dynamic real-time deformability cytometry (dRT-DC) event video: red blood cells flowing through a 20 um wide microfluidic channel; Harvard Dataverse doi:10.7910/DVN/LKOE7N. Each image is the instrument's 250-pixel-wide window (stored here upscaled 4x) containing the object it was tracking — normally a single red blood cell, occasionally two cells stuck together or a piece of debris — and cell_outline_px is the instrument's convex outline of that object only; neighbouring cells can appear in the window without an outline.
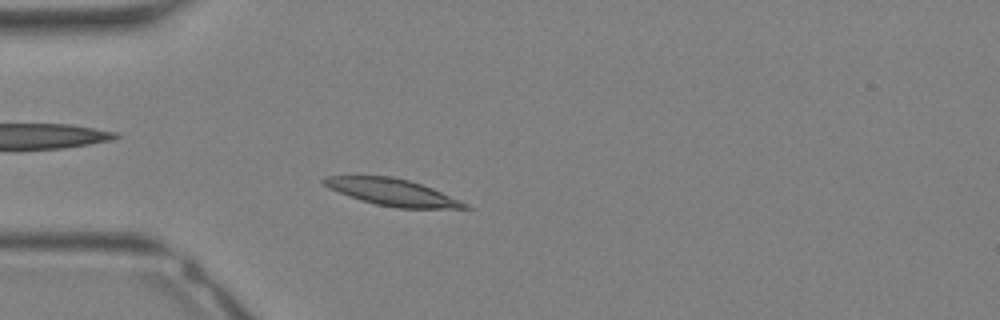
{"species": "Egyptian fruit bat (a non-hibernating species)", "species_latin": "Rousettus aegyptiacus", "temperature_condition": "warm", "stored_images_in_passage": 7, "camera_frame_rate_fps": 3000, "um_per_image_px": 0.085, "animal": {"sex": "female"}, "frame": {"image": 1, "passage_image": 4, "time_ms": 1.0, "image_size_px": [1000, 320], "cell_outline_px": [[472, 208], [396, 208], [376, 204], [360, 200], [328, 188], [320, 180], [324, 176], [392, 176], [408, 180], [432, 188], [460, 200], [468, 204]], "centroid_in_image_um": [33.32, 16.33], "position_along_channel_um": 51.7, "area_um2": 21.85}}
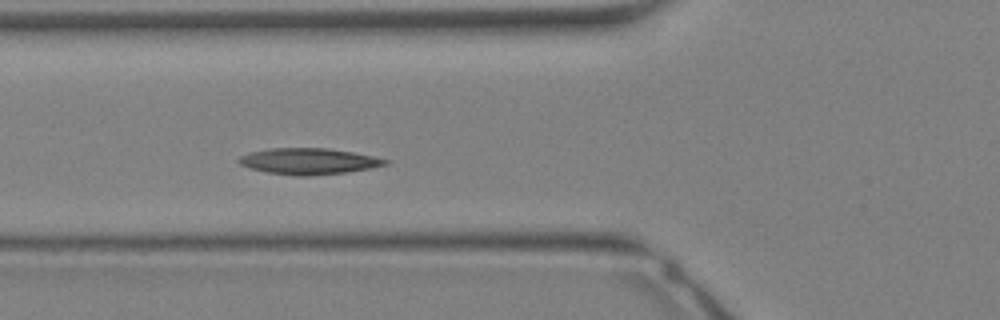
{"frame": {"image": 2, "passage_image": 7, "time_ms": 2.0, "image_size_px": [1000, 320], "cell_outline_px": [[392, 160], [388, 164], [368, 168], [344, 172], [308, 176], [296, 176], [268, 172], [252, 168], [240, 164], [236, 160], [240, 156], [248, 152], [268, 148], [328, 148], [352, 152]], "centroid_in_image_um": [26.21, 13.69], "position_along_channel_um": 99.6, "area_um2": 22.2}}